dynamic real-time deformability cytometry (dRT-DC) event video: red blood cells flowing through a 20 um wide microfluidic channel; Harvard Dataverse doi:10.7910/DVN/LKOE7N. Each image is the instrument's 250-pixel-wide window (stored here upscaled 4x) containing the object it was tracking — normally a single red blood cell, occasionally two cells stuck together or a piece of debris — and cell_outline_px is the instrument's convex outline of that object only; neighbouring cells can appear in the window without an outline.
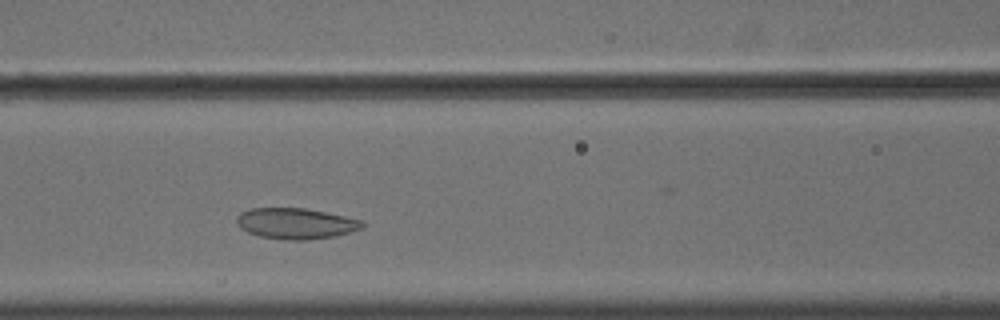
{"species": "common noctule bat (a hibernating species)", "species_latin": "Nyctalus noctula", "temperature_condition": "cold", "stored_images_in_passage": 35, "camera_frame_rate_fps": 3000, "um_per_image_px": 0.085, "animal": {"sex": "male", "body_mass_g": 18.8}, "frame": {"image": 1, "passage_image": 12, "time_ms": 3.667, "image_size_px": [1000, 320], "cell_outline_px": [[364, 228], [336, 236], [308, 240], [284, 240], [260, 236], [248, 232], [240, 228], [236, 224], [236, 216], [240, 212], [252, 208], [304, 208], [364, 220]], "centroid_in_image_um": [25.14, 19.0], "position_along_channel_um": 141.5, "area_um2": 22.77}}
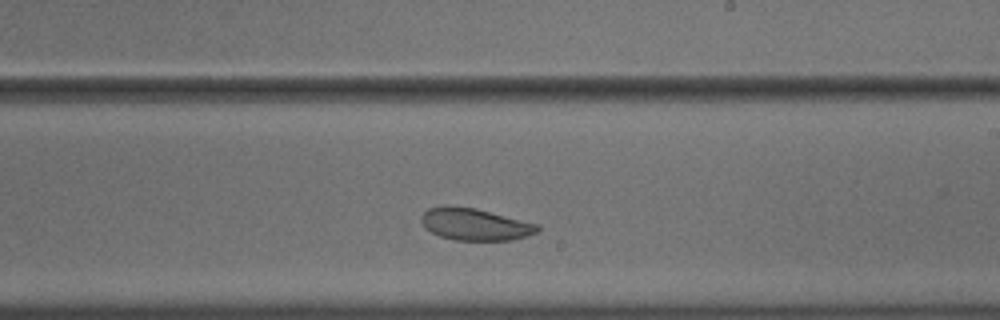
{"frame": {"image": 2, "passage_image": 21, "time_ms": 6.667, "image_size_px": [1000, 320], "cell_outline_px": [[540, 228], [536, 232], [528, 236], [512, 240], [456, 240], [440, 236], [424, 228], [420, 220], [420, 216], [428, 208], [444, 204], [476, 208], [540, 224]], "centroid_in_image_um": [40.35, 19.05], "position_along_channel_um": 248.6, "area_um2": 22.02}}
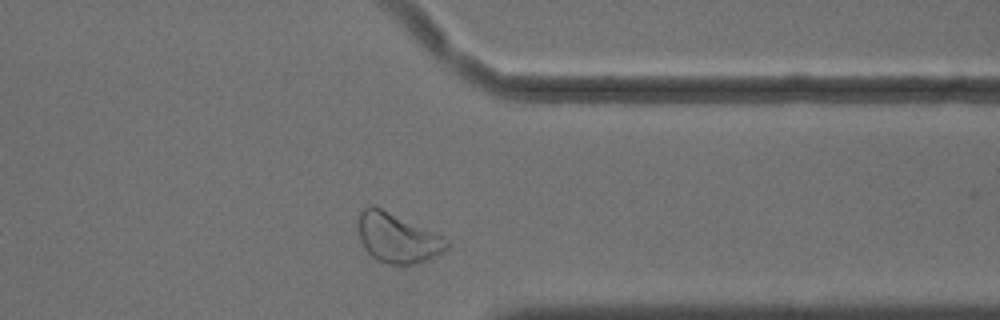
{"frame": {"image": 3, "passage_image": 32, "time_ms": 10.333, "image_size_px": [1000, 320], "cell_outline_px": [[452, 244], [444, 252], [428, 260], [412, 264], [388, 264], [376, 260], [360, 244], [356, 228], [356, 216], [360, 208], [368, 204], [372, 204], [432, 232], [448, 240]], "centroid_in_image_um": [33.68, 20.21], "position_along_channel_um": 377.7, "area_um2": 25.95}}